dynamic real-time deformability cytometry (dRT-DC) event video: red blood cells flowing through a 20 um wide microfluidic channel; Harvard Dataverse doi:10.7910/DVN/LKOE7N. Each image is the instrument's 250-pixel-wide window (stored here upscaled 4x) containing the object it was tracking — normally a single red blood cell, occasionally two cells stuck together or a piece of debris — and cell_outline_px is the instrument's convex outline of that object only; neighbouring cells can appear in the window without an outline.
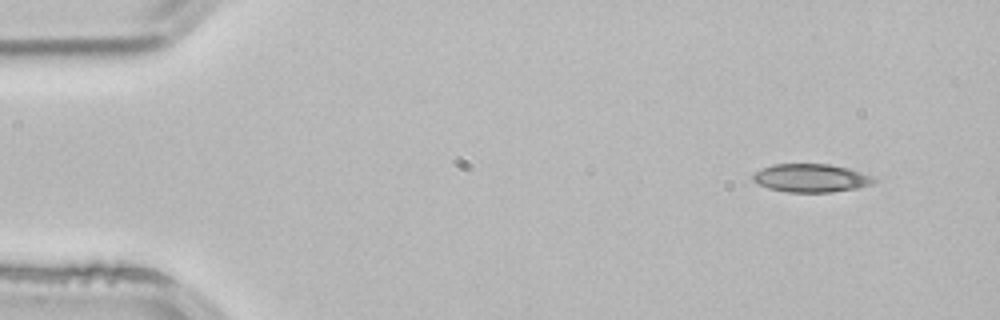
{"species": "common noctule bat (a hibernating species)", "species_latin": "Nyctalus noctula", "temperature_condition": "room temperature", "stored_images_in_passage": 3, "camera_frame_rate_fps": 3000, "um_per_image_px": 0.085, "animal": {"sex": "male", "body_mass_g": 21.5, "forearm_length_mm": 52.0}, "frame": {"image": 1, "passage_image": 1, "time_ms": 0.0, "image_size_px": [1000, 320], "cell_outline_px": [[876, 180], [872, 184], [860, 188], [832, 192], [788, 192], [768, 188], [756, 184], [752, 180], [752, 176], [756, 172], [772, 164], [828, 164], [848, 168], [872, 176]], "centroid_in_image_um": [68.93, 15.14], "position_along_channel_um": 16.1, "area_um2": 19.94}}
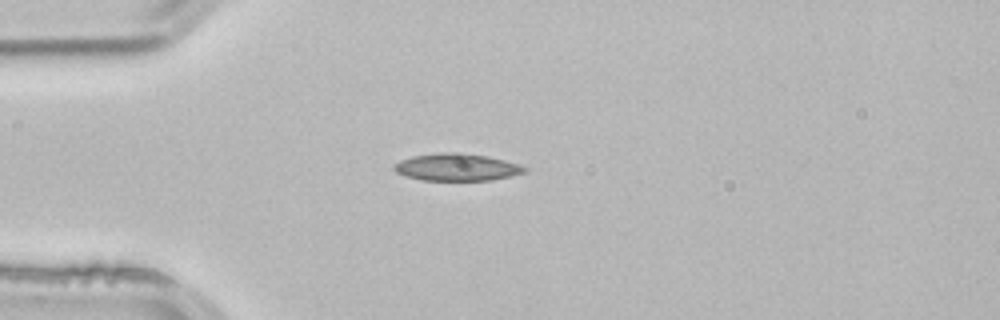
{"frame": {"image": 2, "passage_image": 3, "time_ms": 0.667, "image_size_px": [1000, 320], "cell_outline_px": [[528, 172], [492, 180], [420, 180], [404, 176], [396, 172], [392, 168], [392, 164], [400, 160], [412, 156], [444, 152], [460, 152], [488, 156], [520, 164], [528, 168]], "centroid_in_image_um": [38.82, 14.21], "position_along_channel_um": 46.2, "area_um2": 20.98}}